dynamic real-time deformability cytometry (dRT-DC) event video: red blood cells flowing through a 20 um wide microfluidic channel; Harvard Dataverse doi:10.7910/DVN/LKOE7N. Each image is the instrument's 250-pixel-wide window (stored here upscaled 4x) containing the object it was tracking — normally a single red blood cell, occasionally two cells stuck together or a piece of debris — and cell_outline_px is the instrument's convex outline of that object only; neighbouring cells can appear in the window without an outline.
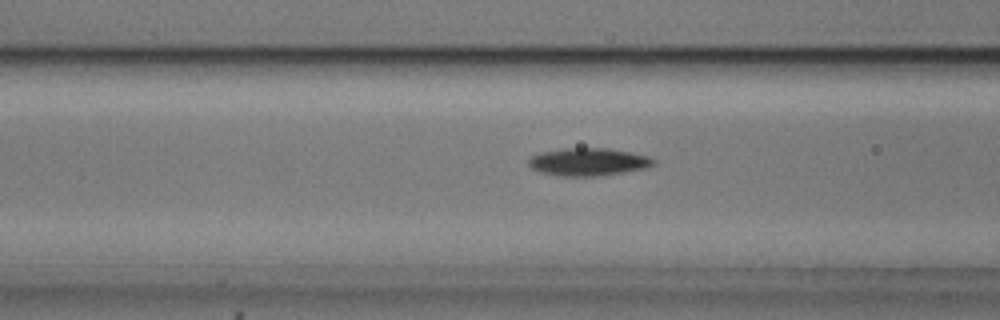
{"species": "common noctule bat (a hibernating species)", "species_latin": "Nyctalus noctula", "temperature_condition": "cold", "stored_images_in_passage": 51, "camera_frame_rate_fps": 3000, "um_per_image_px": 0.085, "animal": {"sex": "male", "body_mass_g": 20.5, "forearm_length_mm": 52.5}, "frame": {"image": 1, "passage_image": 18, "time_ms": 5.667, "image_size_px": [1000, 320], "cell_outline_px": [[656, 164], [648, 168], [624, 172], [592, 176], [560, 176], [540, 172], [532, 168], [528, 164], [528, 160], [532, 156], [540, 152], [560, 148], [604, 148], [632, 152], [648, 156], [656, 160]], "centroid_in_image_um": [50.02, 13.75], "position_along_channel_um": 116.6, "area_um2": 20.29}}
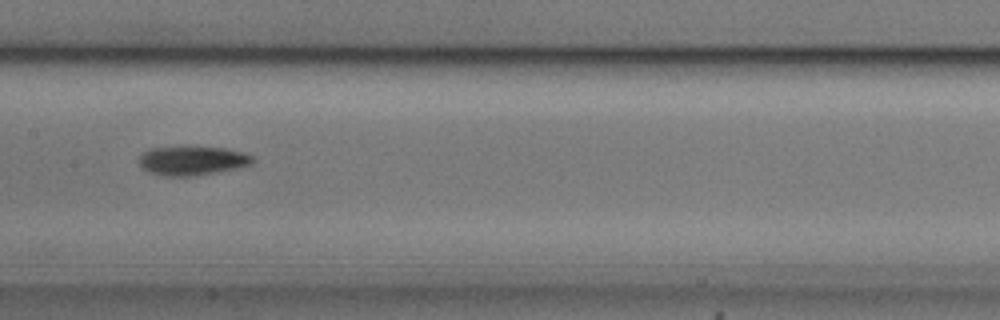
{"frame": {"image": 2, "passage_image": 24, "time_ms": 7.667, "image_size_px": [1000, 320], "cell_outline_px": [[256, 160], [252, 164], [236, 168], [196, 176], [164, 176], [148, 172], [140, 168], [140, 152], [148, 148], [184, 144], [188, 144], [224, 148], [244, 152], [256, 156]], "centroid_in_image_um": [16.32, 13.6], "position_along_channel_um": 191.1, "area_um2": 20.4}}
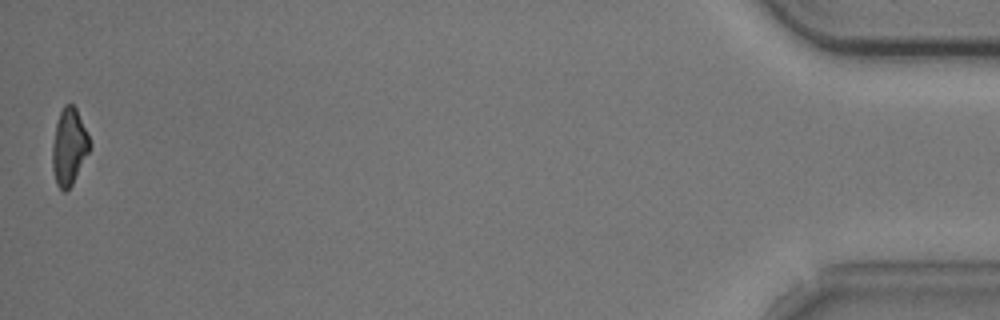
{"frame": {"image": 3, "passage_image": 51, "time_ms": 16.667, "image_size_px": [1000, 320], "cell_outline_px": [[92, 148], [72, 184], [64, 192], [56, 184], [52, 168], [52, 144], [56, 124], [60, 112], [64, 104], [72, 104], [76, 108], [92, 144]], "centroid_in_image_um": [5.88, 12.48], "position_along_channel_um": 429.3, "area_um2": 16.76}, "authors_computed_cell_mechanics": {"area_um2": 18.3804, "velocity_mm_per_s": 3.7031, "shape_relaxation_time_tau1_ms": 2.9652, "shape_relaxation_time_tau2_ms": null, "deformation_change_tau1": 0.1105, "deformation_change_tau2": null}}